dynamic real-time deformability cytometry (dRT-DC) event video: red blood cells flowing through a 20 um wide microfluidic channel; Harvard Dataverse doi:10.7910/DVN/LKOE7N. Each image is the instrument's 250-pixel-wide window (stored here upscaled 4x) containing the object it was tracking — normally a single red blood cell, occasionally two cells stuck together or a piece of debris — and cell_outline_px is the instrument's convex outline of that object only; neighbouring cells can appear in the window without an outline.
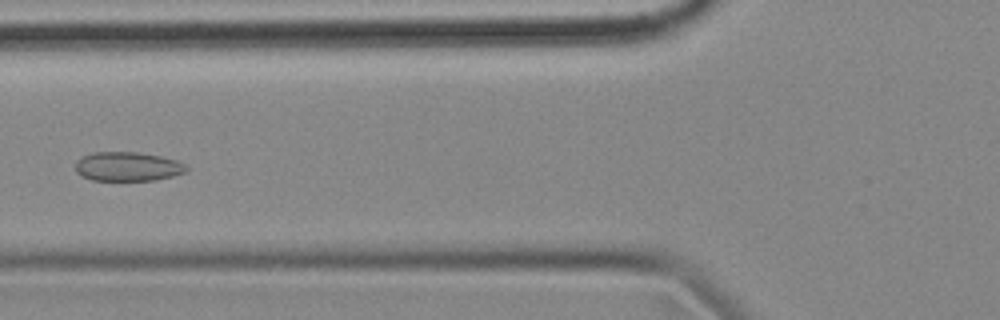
{"species": "common noctule bat (a hibernating species)", "species_latin": "Nyctalus noctula", "temperature_condition": "cold", "stored_images_in_passage": 2, "camera_frame_rate_fps": 3000, "um_per_image_px": 0.085, "animal": {"sex": "female", "body_mass_g": 18.4}, "frame": {"image": 1, "passage_image": 2, "time_ms": 0.333, "image_size_px": [1000, 320], "cell_outline_px": [[188, 172], [156, 180], [92, 180], [80, 176], [76, 172], [76, 160], [92, 152], [136, 152], [160, 156], [176, 160], [184, 164], [188, 168]], "centroid_in_image_um": [10.85, 14.16], "position_along_channel_um": 115.0, "area_um2": 18.9}}